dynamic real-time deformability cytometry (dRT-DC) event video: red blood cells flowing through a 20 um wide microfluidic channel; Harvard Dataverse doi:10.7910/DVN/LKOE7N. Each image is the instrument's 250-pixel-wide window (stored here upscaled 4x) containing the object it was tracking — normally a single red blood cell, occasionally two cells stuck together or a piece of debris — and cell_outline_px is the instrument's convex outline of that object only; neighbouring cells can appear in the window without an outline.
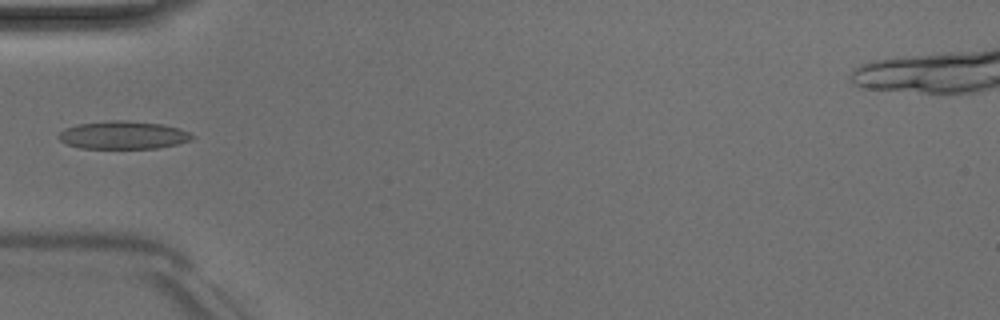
{"species": "Egyptian fruit bat (a non-hibernating species)", "species_latin": "Rousettus aegyptiacus", "temperature_condition": "room temperature", "stored_images_in_passage": 6, "camera_frame_rate_fps": 3000, "um_per_image_px": 0.085, "animal": {"sex": "male"}, "frame": {"image": 1, "passage_image": 6, "time_ms": 6.333, "image_size_px": [1000, 320], "cell_outline_px": [[196, 136], [192, 140], [176, 144], [156, 148], [80, 148], [68, 144], [60, 140], [56, 136], [64, 128], [76, 124], [108, 120], [128, 120], [160, 124], [180, 128]], "centroid_in_image_um": [10.45, 11.47], "position_along_channel_um": 74.5, "area_um2": 21.85}}